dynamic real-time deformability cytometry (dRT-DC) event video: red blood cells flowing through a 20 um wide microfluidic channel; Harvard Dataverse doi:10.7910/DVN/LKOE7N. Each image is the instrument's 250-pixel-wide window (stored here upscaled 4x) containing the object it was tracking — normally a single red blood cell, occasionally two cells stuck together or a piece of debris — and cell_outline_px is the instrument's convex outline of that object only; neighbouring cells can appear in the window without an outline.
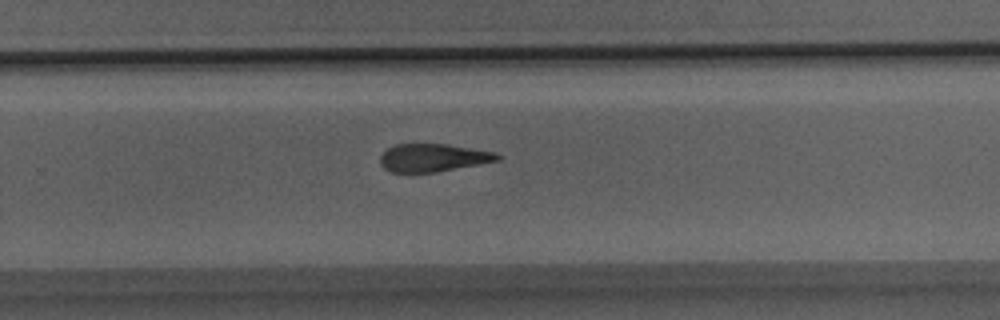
{"species": "Egyptian fruit bat (a non-hibernating species)", "species_latin": "Rousettus aegyptiacus", "temperature_condition": "room temperature", "stored_images_in_passage": 28, "camera_frame_rate_fps": 3000, "um_per_image_px": 0.085, "animal": {"sex": "male"}, "frame": {"image": 1, "passage_image": 17, "time_ms": 5.333, "image_size_px": [1000, 320], "cell_outline_px": [[500, 160], [480, 164], [436, 172], [392, 172], [384, 168], [380, 164], [380, 156], [388, 148], [396, 144], [448, 144], [496, 152], [500, 156]], "centroid_in_image_um": [36.82, 13.4], "position_along_channel_um": 293.0, "area_um2": 19.02}}
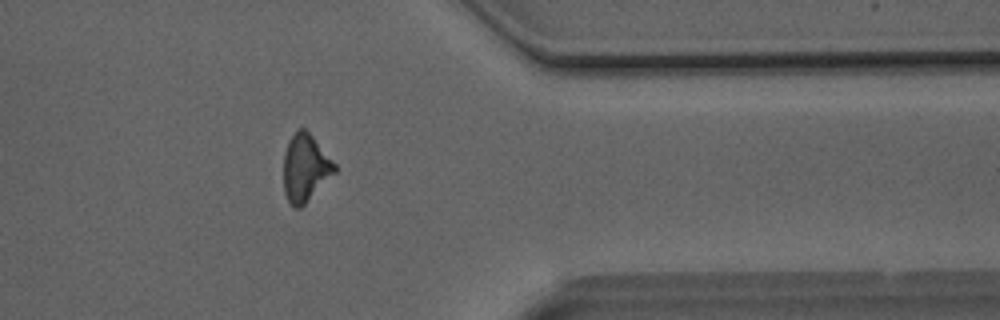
{"frame": {"image": 2, "passage_image": 22, "time_ms": 7.0, "image_size_px": [1000, 320], "cell_outline_px": [[336, 172], [300, 208], [292, 208], [284, 192], [284, 152], [288, 140], [296, 128], [304, 128], [312, 136], [336, 164]], "centroid_in_image_um": [25.93, 14.26], "position_along_channel_um": 385.5, "area_um2": 20.0}}
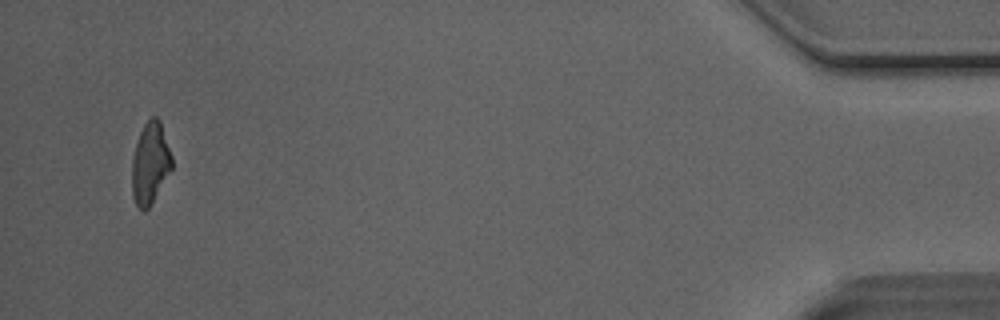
{"frame": {"image": 3, "passage_image": 27, "time_ms": 8.667, "image_size_px": [1000, 320], "cell_outline_px": [[172, 168], [148, 208], [144, 212], [136, 204], [132, 196], [132, 160], [136, 144], [140, 132], [144, 124], [152, 116], [156, 116], [160, 120], [172, 156]], "centroid_in_image_um": [12.76, 13.86], "position_along_channel_um": 422.4, "area_um2": 18.73}}